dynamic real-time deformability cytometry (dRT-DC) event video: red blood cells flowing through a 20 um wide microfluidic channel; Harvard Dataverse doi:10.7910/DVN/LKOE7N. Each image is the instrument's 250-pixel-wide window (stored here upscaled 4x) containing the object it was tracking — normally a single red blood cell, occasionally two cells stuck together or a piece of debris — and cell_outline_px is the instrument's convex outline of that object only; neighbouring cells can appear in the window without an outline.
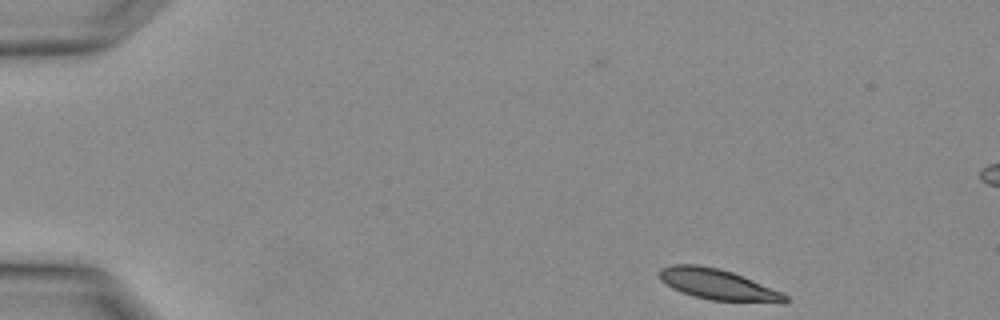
{"species": "Egyptian fruit bat (a non-hibernating species)", "species_latin": "Rousettus aegyptiacus", "temperature_condition": "warm", "stored_images_in_passage": 2, "camera_frame_rate_fps": 3000, "um_per_image_px": 0.085, "animal": {"sex": "female"}, "frame": {"image": 1, "passage_image": 1, "time_ms": 0.0, "image_size_px": [1000, 320], "cell_outline_px": [[788, 300], [784, 304], [712, 300], [692, 296], [672, 288], [660, 280], [660, 268], [672, 264], [696, 264], [716, 268], [732, 272], [744, 276], [780, 292], [788, 296]], "centroid_in_image_um": [61.04, 24.2], "position_along_channel_um": 24.0, "area_um2": 22.6}}
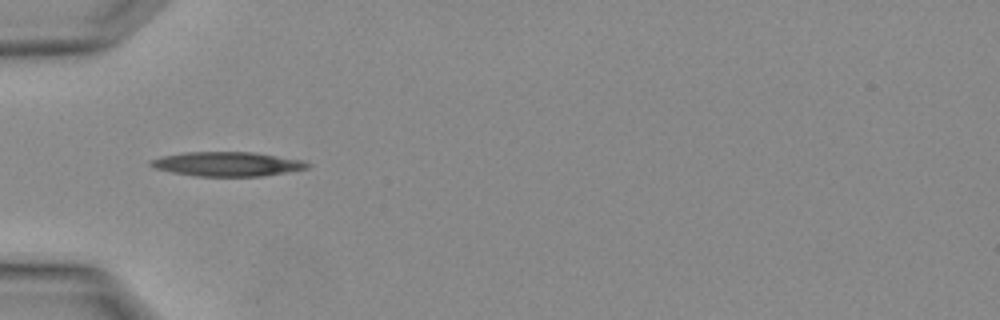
{"frame": {"image": 2, "passage_image": 2, "time_ms": 0.333, "image_size_px": [1000, 320], "cell_outline_px": [[312, 164], [308, 168], [260, 176], [196, 176], [172, 172], [156, 168], [148, 164], [152, 160], [164, 156], [184, 152], [256, 152], [304, 160]], "centroid_in_image_um": [19.37, 13.93], "position_along_channel_um": 65.6, "area_um2": 22.08}}